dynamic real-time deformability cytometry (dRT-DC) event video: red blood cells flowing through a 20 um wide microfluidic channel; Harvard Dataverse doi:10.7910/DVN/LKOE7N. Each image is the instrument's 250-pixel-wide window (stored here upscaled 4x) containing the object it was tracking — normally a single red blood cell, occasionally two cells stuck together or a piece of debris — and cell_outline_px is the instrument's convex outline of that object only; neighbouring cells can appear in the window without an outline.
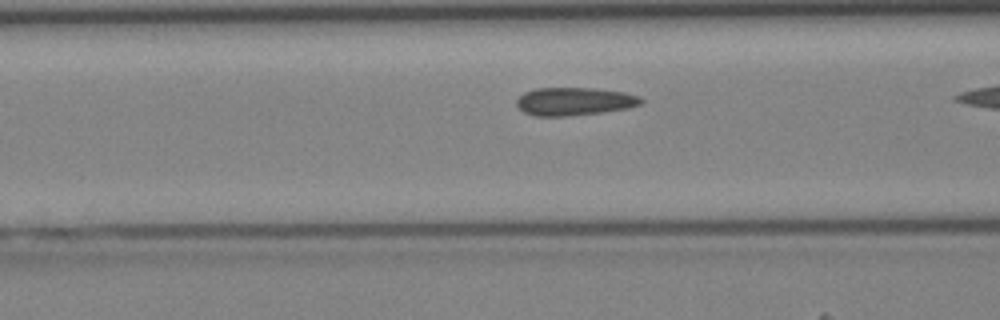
{"species": "Egyptian fruit bat (a non-hibernating species)", "species_latin": "Rousettus aegyptiacus", "temperature_condition": "cold", "stored_images_in_passage": 10, "camera_frame_rate_fps": 3000, "um_per_image_px": 0.085, "animal": {"sex": "female"}, "frame": {"image": 1, "passage_image": 9, "time_ms": 2.667, "image_size_px": [1000, 320], "cell_outline_px": [[644, 100], [640, 104], [628, 108], [604, 112], [568, 116], [532, 116], [524, 112], [516, 104], [516, 100], [524, 92], [536, 88], [596, 88], [624, 92], [640, 96]], "centroid_in_image_um": [48.82, 8.62], "position_along_channel_um": 117.8, "area_um2": 20.46}}